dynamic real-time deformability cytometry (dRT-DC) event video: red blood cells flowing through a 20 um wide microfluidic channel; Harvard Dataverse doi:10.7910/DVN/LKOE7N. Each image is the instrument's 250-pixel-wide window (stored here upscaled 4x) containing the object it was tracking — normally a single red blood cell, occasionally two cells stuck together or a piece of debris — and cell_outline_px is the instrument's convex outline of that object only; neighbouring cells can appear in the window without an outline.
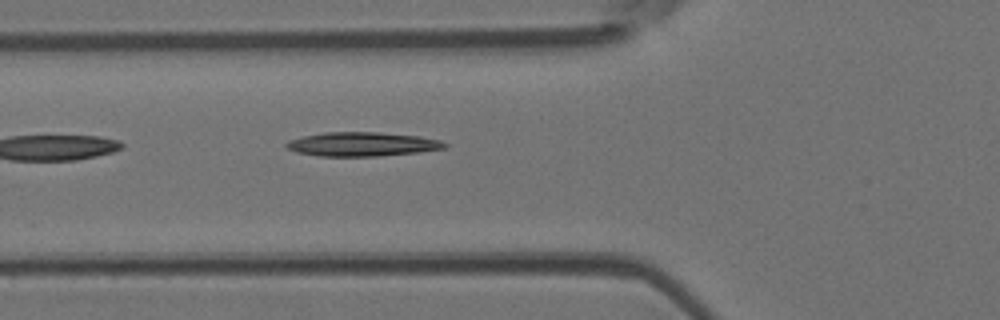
{"species": "Egyptian fruit bat (a non-hibernating species)", "species_latin": "Rousettus aegyptiacus", "temperature_condition": "room temperature", "stored_images_in_passage": 4, "camera_frame_rate_fps": 3000, "um_per_image_px": 0.085, "animal": {"sex": "female"}, "frame": {"image": 1, "passage_image": 4, "time_ms": 1.0, "image_size_px": [1000, 320], "cell_outline_px": [[448, 144], [444, 148], [416, 152], [376, 156], [320, 156], [296, 152], [288, 148], [284, 144], [288, 140], [304, 136], [324, 132], [380, 132], [420, 136], [440, 140]], "centroid_in_image_um": [30.76, 12.25], "position_along_channel_um": 95.0, "area_um2": 22.08}}